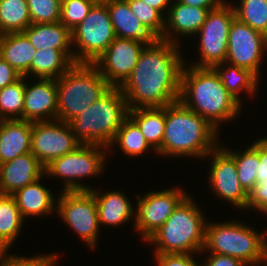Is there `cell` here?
Instances as JSON below:
<instances>
[{"instance_id":"32","label":"cell","mask_w":267,"mask_h":266,"mask_svg":"<svg viewBox=\"0 0 267 266\" xmlns=\"http://www.w3.org/2000/svg\"><path fill=\"white\" fill-rule=\"evenodd\" d=\"M114 143L120 145V149L129 157L142 155L151 147L138 125L129 116L116 132L109 148L114 146Z\"/></svg>"},{"instance_id":"28","label":"cell","mask_w":267,"mask_h":266,"mask_svg":"<svg viewBox=\"0 0 267 266\" xmlns=\"http://www.w3.org/2000/svg\"><path fill=\"white\" fill-rule=\"evenodd\" d=\"M221 63L214 65L212 69L218 75L220 81L227 91L240 103H242L239 95L241 91H246L252 95L258 88V77L250 70L243 69L231 64ZM223 67V69H222ZM239 94V95H238Z\"/></svg>"},{"instance_id":"14","label":"cell","mask_w":267,"mask_h":266,"mask_svg":"<svg viewBox=\"0 0 267 266\" xmlns=\"http://www.w3.org/2000/svg\"><path fill=\"white\" fill-rule=\"evenodd\" d=\"M187 196L180 188L151 191L142 196L137 195V213H135V229L148 240L171 216L177 205Z\"/></svg>"},{"instance_id":"6","label":"cell","mask_w":267,"mask_h":266,"mask_svg":"<svg viewBox=\"0 0 267 266\" xmlns=\"http://www.w3.org/2000/svg\"><path fill=\"white\" fill-rule=\"evenodd\" d=\"M57 86V118L69 123L103 96L111 86L89 63H76L59 79Z\"/></svg>"},{"instance_id":"34","label":"cell","mask_w":267,"mask_h":266,"mask_svg":"<svg viewBox=\"0 0 267 266\" xmlns=\"http://www.w3.org/2000/svg\"><path fill=\"white\" fill-rule=\"evenodd\" d=\"M236 18L267 37V0H239Z\"/></svg>"},{"instance_id":"40","label":"cell","mask_w":267,"mask_h":266,"mask_svg":"<svg viewBox=\"0 0 267 266\" xmlns=\"http://www.w3.org/2000/svg\"><path fill=\"white\" fill-rule=\"evenodd\" d=\"M154 255L158 266H202L193 259L192 254L155 253Z\"/></svg>"},{"instance_id":"12","label":"cell","mask_w":267,"mask_h":266,"mask_svg":"<svg viewBox=\"0 0 267 266\" xmlns=\"http://www.w3.org/2000/svg\"><path fill=\"white\" fill-rule=\"evenodd\" d=\"M267 37L246 23L234 18L228 35L225 63L252 71L259 77Z\"/></svg>"},{"instance_id":"9","label":"cell","mask_w":267,"mask_h":266,"mask_svg":"<svg viewBox=\"0 0 267 266\" xmlns=\"http://www.w3.org/2000/svg\"><path fill=\"white\" fill-rule=\"evenodd\" d=\"M105 149L108 147L81 144L74 151L52 160L45 166V174L65 180L63 191H89L91 188L78 179L101 174L105 167Z\"/></svg>"},{"instance_id":"15","label":"cell","mask_w":267,"mask_h":266,"mask_svg":"<svg viewBox=\"0 0 267 266\" xmlns=\"http://www.w3.org/2000/svg\"><path fill=\"white\" fill-rule=\"evenodd\" d=\"M149 43L116 37L92 64L111 87H120L131 75L143 46Z\"/></svg>"},{"instance_id":"24","label":"cell","mask_w":267,"mask_h":266,"mask_svg":"<svg viewBox=\"0 0 267 266\" xmlns=\"http://www.w3.org/2000/svg\"><path fill=\"white\" fill-rule=\"evenodd\" d=\"M41 179H37L11 194L24 219L29 216L50 214L57 208L52 192L40 184Z\"/></svg>"},{"instance_id":"31","label":"cell","mask_w":267,"mask_h":266,"mask_svg":"<svg viewBox=\"0 0 267 266\" xmlns=\"http://www.w3.org/2000/svg\"><path fill=\"white\" fill-rule=\"evenodd\" d=\"M235 160L237 176L243 189L249 194L256 184V171L259 167V140L243 153L225 149Z\"/></svg>"},{"instance_id":"44","label":"cell","mask_w":267,"mask_h":266,"mask_svg":"<svg viewBox=\"0 0 267 266\" xmlns=\"http://www.w3.org/2000/svg\"><path fill=\"white\" fill-rule=\"evenodd\" d=\"M182 4L193 7L206 8L209 11L218 8L224 0H176Z\"/></svg>"},{"instance_id":"23","label":"cell","mask_w":267,"mask_h":266,"mask_svg":"<svg viewBox=\"0 0 267 266\" xmlns=\"http://www.w3.org/2000/svg\"><path fill=\"white\" fill-rule=\"evenodd\" d=\"M89 191L94 195L97 204L100 226H119L130 221L132 216L134 217V207L131 201H129L128 197L120 190H114L104 194L93 188Z\"/></svg>"},{"instance_id":"25","label":"cell","mask_w":267,"mask_h":266,"mask_svg":"<svg viewBox=\"0 0 267 266\" xmlns=\"http://www.w3.org/2000/svg\"><path fill=\"white\" fill-rule=\"evenodd\" d=\"M37 49L23 32L3 34L0 39V56L22 76L29 70Z\"/></svg>"},{"instance_id":"19","label":"cell","mask_w":267,"mask_h":266,"mask_svg":"<svg viewBox=\"0 0 267 266\" xmlns=\"http://www.w3.org/2000/svg\"><path fill=\"white\" fill-rule=\"evenodd\" d=\"M173 2L165 17L164 34L161 39L179 45L178 40L174 39V35L190 37L197 34L205 22L209 10L182 4L176 0Z\"/></svg>"},{"instance_id":"30","label":"cell","mask_w":267,"mask_h":266,"mask_svg":"<svg viewBox=\"0 0 267 266\" xmlns=\"http://www.w3.org/2000/svg\"><path fill=\"white\" fill-rule=\"evenodd\" d=\"M24 218L11 195L0 194V240L9 248L17 239Z\"/></svg>"},{"instance_id":"16","label":"cell","mask_w":267,"mask_h":266,"mask_svg":"<svg viewBox=\"0 0 267 266\" xmlns=\"http://www.w3.org/2000/svg\"><path fill=\"white\" fill-rule=\"evenodd\" d=\"M207 155H210L212 159L209 184L215 195L222 200L229 201L239 209H246L249 194L243 189L238 179L234 158L221 145Z\"/></svg>"},{"instance_id":"46","label":"cell","mask_w":267,"mask_h":266,"mask_svg":"<svg viewBox=\"0 0 267 266\" xmlns=\"http://www.w3.org/2000/svg\"><path fill=\"white\" fill-rule=\"evenodd\" d=\"M8 247L0 240V260L5 258L8 254Z\"/></svg>"},{"instance_id":"41","label":"cell","mask_w":267,"mask_h":266,"mask_svg":"<svg viewBox=\"0 0 267 266\" xmlns=\"http://www.w3.org/2000/svg\"><path fill=\"white\" fill-rule=\"evenodd\" d=\"M22 75L0 56V89L19 80Z\"/></svg>"},{"instance_id":"42","label":"cell","mask_w":267,"mask_h":266,"mask_svg":"<svg viewBox=\"0 0 267 266\" xmlns=\"http://www.w3.org/2000/svg\"><path fill=\"white\" fill-rule=\"evenodd\" d=\"M202 266H247L238 258L222 254H210L207 262Z\"/></svg>"},{"instance_id":"35","label":"cell","mask_w":267,"mask_h":266,"mask_svg":"<svg viewBox=\"0 0 267 266\" xmlns=\"http://www.w3.org/2000/svg\"><path fill=\"white\" fill-rule=\"evenodd\" d=\"M131 11L141 21L145 28L156 38L161 39L164 34L165 17L155 8L143 0H126Z\"/></svg>"},{"instance_id":"8","label":"cell","mask_w":267,"mask_h":266,"mask_svg":"<svg viewBox=\"0 0 267 266\" xmlns=\"http://www.w3.org/2000/svg\"><path fill=\"white\" fill-rule=\"evenodd\" d=\"M71 34L75 64H92L116 38L107 5L99 0Z\"/></svg>"},{"instance_id":"11","label":"cell","mask_w":267,"mask_h":266,"mask_svg":"<svg viewBox=\"0 0 267 266\" xmlns=\"http://www.w3.org/2000/svg\"><path fill=\"white\" fill-rule=\"evenodd\" d=\"M56 211L93 250L97 245L100 225L97 204L90 191H63Z\"/></svg>"},{"instance_id":"38","label":"cell","mask_w":267,"mask_h":266,"mask_svg":"<svg viewBox=\"0 0 267 266\" xmlns=\"http://www.w3.org/2000/svg\"><path fill=\"white\" fill-rule=\"evenodd\" d=\"M257 209L267 215V176H256L254 189L249 193L246 209Z\"/></svg>"},{"instance_id":"5","label":"cell","mask_w":267,"mask_h":266,"mask_svg":"<svg viewBox=\"0 0 267 266\" xmlns=\"http://www.w3.org/2000/svg\"><path fill=\"white\" fill-rule=\"evenodd\" d=\"M126 97L119 87H111L92 105L69 122L81 144L109 147L128 117Z\"/></svg>"},{"instance_id":"4","label":"cell","mask_w":267,"mask_h":266,"mask_svg":"<svg viewBox=\"0 0 267 266\" xmlns=\"http://www.w3.org/2000/svg\"><path fill=\"white\" fill-rule=\"evenodd\" d=\"M193 200L187 195L158 231L146 241L156 244L155 253L196 254L203 251L207 223L204 213Z\"/></svg>"},{"instance_id":"7","label":"cell","mask_w":267,"mask_h":266,"mask_svg":"<svg viewBox=\"0 0 267 266\" xmlns=\"http://www.w3.org/2000/svg\"><path fill=\"white\" fill-rule=\"evenodd\" d=\"M207 224L203 251L238 258L247 266H260L261 263L263 266L267 255V232L259 234L252 227L235 221Z\"/></svg>"},{"instance_id":"37","label":"cell","mask_w":267,"mask_h":266,"mask_svg":"<svg viewBox=\"0 0 267 266\" xmlns=\"http://www.w3.org/2000/svg\"><path fill=\"white\" fill-rule=\"evenodd\" d=\"M99 0H62L60 22L70 31L78 26Z\"/></svg>"},{"instance_id":"20","label":"cell","mask_w":267,"mask_h":266,"mask_svg":"<svg viewBox=\"0 0 267 266\" xmlns=\"http://www.w3.org/2000/svg\"><path fill=\"white\" fill-rule=\"evenodd\" d=\"M32 122L22 119L0 123V164L31 152Z\"/></svg>"},{"instance_id":"22","label":"cell","mask_w":267,"mask_h":266,"mask_svg":"<svg viewBox=\"0 0 267 266\" xmlns=\"http://www.w3.org/2000/svg\"><path fill=\"white\" fill-rule=\"evenodd\" d=\"M23 33L35 49L61 50L75 63L71 31L61 22L30 24Z\"/></svg>"},{"instance_id":"3","label":"cell","mask_w":267,"mask_h":266,"mask_svg":"<svg viewBox=\"0 0 267 266\" xmlns=\"http://www.w3.org/2000/svg\"><path fill=\"white\" fill-rule=\"evenodd\" d=\"M218 130L206 119L180 101L165 106V129L162 146L156 154L163 156L205 157L215 149Z\"/></svg>"},{"instance_id":"2","label":"cell","mask_w":267,"mask_h":266,"mask_svg":"<svg viewBox=\"0 0 267 266\" xmlns=\"http://www.w3.org/2000/svg\"><path fill=\"white\" fill-rule=\"evenodd\" d=\"M179 101L217 130L222 122L238 117L241 110V103L227 91L212 68H187L185 64L181 71Z\"/></svg>"},{"instance_id":"21","label":"cell","mask_w":267,"mask_h":266,"mask_svg":"<svg viewBox=\"0 0 267 266\" xmlns=\"http://www.w3.org/2000/svg\"><path fill=\"white\" fill-rule=\"evenodd\" d=\"M102 1L107 5L116 37L142 42H154L156 40L134 15L126 0Z\"/></svg>"},{"instance_id":"18","label":"cell","mask_w":267,"mask_h":266,"mask_svg":"<svg viewBox=\"0 0 267 266\" xmlns=\"http://www.w3.org/2000/svg\"><path fill=\"white\" fill-rule=\"evenodd\" d=\"M45 166L32 152L0 164V194L11 195L18 189L43 178Z\"/></svg>"},{"instance_id":"10","label":"cell","mask_w":267,"mask_h":266,"mask_svg":"<svg viewBox=\"0 0 267 266\" xmlns=\"http://www.w3.org/2000/svg\"><path fill=\"white\" fill-rule=\"evenodd\" d=\"M230 5L223 2L218 8L208 12L205 22L196 34L200 36V62H193L191 66L212 68L225 63L229 30L236 17L234 7Z\"/></svg>"},{"instance_id":"39","label":"cell","mask_w":267,"mask_h":266,"mask_svg":"<svg viewBox=\"0 0 267 266\" xmlns=\"http://www.w3.org/2000/svg\"><path fill=\"white\" fill-rule=\"evenodd\" d=\"M53 259H57L54 254L39 255L33 257H17L7 255L0 260V266H47Z\"/></svg>"},{"instance_id":"33","label":"cell","mask_w":267,"mask_h":266,"mask_svg":"<svg viewBox=\"0 0 267 266\" xmlns=\"http://www.w3.org/2000/svg\"><path fill=\"white\" fill-rule=\"evenodd\" d=\"M25 77L0 89V118L2 120L22 119L25 92Z\"/></svg>"},{"instance_id":"13","label":"cell","mask_w":267,"mask_h":266,"mask_svg":"<svg viewBox=\"0 0 267 266\" xmlns=\"http://www.w3.org/2000/svg\"><path fill=\"white\" fill-rule=\"evenodd\" d=\"M80 145L67 122L60 120L32 122L31 152L44 166L74 151Z\"/></svg>"},{"instance_id":"45","label":"cell","mask_w":267,"mask_h":266,"mask_svg":"<svg viewBox=\"0 0 267 266\" xmlns=\"http://www.w3.org/2000/svg\"><path fill=\"white\" fill-rule=\"evenodd\" d=\"M143 1L146 2L148 5H150L151 7L157 9L165 17L164 11L166 10V12L168 13L167 11V9L169 10L168 6H171L170 1L173 0H143Z\"/></svg>"},{"instance_id":"48","label":"cell","mask_w":267,"mask_h":266,"mask_svg":"<svg viewBox=\"0 0 267 266\" xmlns=\"http://www.w3.org/2000/svg\"><path fill=\"white\" fill-rule=\"evenodd\" d=\"M264 263L267 264V255H266V258H265V260H264ZM265 266H267V265H265Z\"/></svg>"},{"instance_id":"17","label":"cell","mask_w":267,"mask_h":266,"mask_svg":"<svg viewBox=\"0 0 267 266\" xmlns=\"http://www.w3.org/2000/svg\"><path fill=\"white\" fill-rule=\"evenodd\" d=\"M32 86L25 83L23 120L52 121L57 118V86L55 79L39 78ZM48 116V118H47ZM45 117V118H44ZM52 118V119H50Z\"/></svg>"},{"instance_id":"26","label":"cell","mask_w":267,"mask_h":266,"mask_svg":"<svg viewBox=\"0 0 267 266\" xmlns=\"http://www.w3.org/2000/svg\"><path fill=\"white\" fill-rule=\"evenodd\" d=\"M75 63L61 50L46 48L36 51L29 70L23 75L36 78L59 79Z\"/></svg>"},{"instance_id":"1","label":"cell","mask_w":267,"mask_h":266,"mask_svg":"<svg viewBox=\"0 0 267 266\" xmlns=\"http://www.w3.org/2000/svg\"><path fill=\"white\" fill-rule=\"evenodd\" d=\"M178 48L162 39L144 46L131 75L119 87L129 110L165 107L179 101L185 62Z\"/></svg>"},{"instance_id":"47","label":"cell","mask_w":267,"mask_h":266,"mask_svg":"<svg viewBox=\"0 0 267 266\" xmlns=\"http://www.w3.org/2000/svg\"><path fill=\"white\" fill-rule=\"evenodd\" d=\"M55 263H56L55 259H53L47 266H54V265H56Z\"/></svg>"},{"instance_id":"27","label":"cell","mask_w":267,"mask_h":266,"mask_svg":"<svg viewBox=\"0 0 267 266\" xmlns=\"http://www.w3.org/2000/svg\"><path fill=\"white\" fill-rule=\"evenodd\" d=\"M128 116L138 125L146 141L156 152L162 146L165 107L131 109L128 110Z\"/></svg>"},{"instance_id":"29","label":"cell","mask_w":267,"mask_h":266,"mask_svg":"<svg viewBox=\"0 0 267 266\" xmlns=\"http://www.w3.org/2000/svg\"><path fill=\"white\" fill-rule=\"evenodd\" d=\"M31 24L27 0H0L1 34L23 32Z\"/></svg>"},{"instance_id":"43","label":"cell","mask_w":267,"mask_h":266,"mask_svg":"<svg viewBox=\"0 0 267 266\" xmlns=\"http://www.w3.org/2000/svg\"><path fill=\"white\" fill-rule=\"evenodd\" d=\"M259 160L256 176H267V137L259 139Z\"/></svg>"},{"instance_id":"36","label":"cell","mask_w":267,"mask_h":266,"mask_svg":"<svg viewBox=\"0 0 267 266\" xmlns=\"http://www.w3.org/2000/svg\"><path fill=\"white\" fill-rule=\"evenodd\" d=\"M62 0H27L31 24L60 22Z\"/></svg>"}]
</instances>
